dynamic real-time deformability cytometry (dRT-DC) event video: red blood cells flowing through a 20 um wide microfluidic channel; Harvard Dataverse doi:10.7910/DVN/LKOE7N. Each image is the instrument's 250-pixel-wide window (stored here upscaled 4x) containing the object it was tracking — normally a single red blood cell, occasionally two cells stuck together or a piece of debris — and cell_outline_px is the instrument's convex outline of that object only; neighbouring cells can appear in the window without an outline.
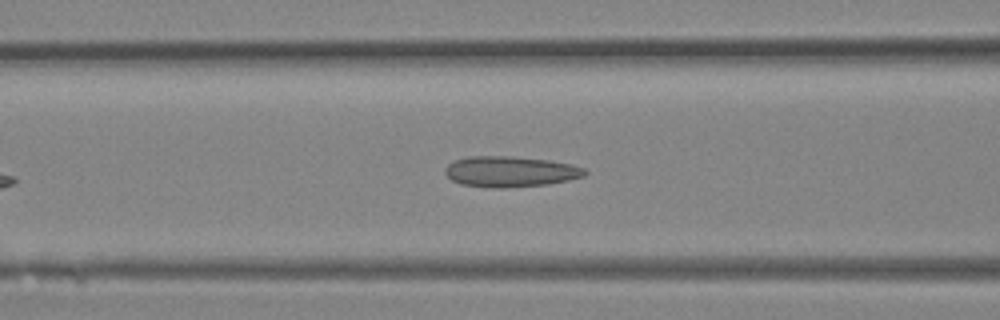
{"species": "Egyptian fruit bat (a non-hibernating species)", "species_latin": "Rousettus aegyptiacus", "temperature_condition": "room temperature", "stored_images_in_passage": 23, "camera_frame_rate_fps": 3000, "um_per_image_px": 0.085, "animal": {"sex": "female"}, "frame": {"image": 1, "passage_image": 5, "time_ms": 1.333, "image_size_px": [1000, 320], "cell_outline_px": [[588, 172], [584, 176], [568, 180], [548, 184], [508, 188], [496, 188], [460, 184], [452, 180], [444, 172], [444, 168], [448, 164], [456, 160], [468, 156], [508, 156], [548, 160], [572, 164], [584, 168]], "centroid_in_image_um": [43.37, 14.59], "position_along_channel_um": 123.2, "area_um2": 25.03}}
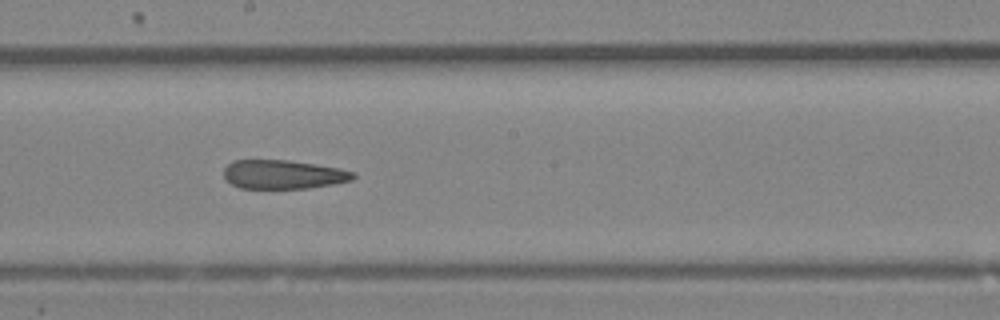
{"frame": {"image": 2, "passage_image": 10, "time_ms": 3.0, "image_size_px": [1000, 320], "cell_outline_px": [[356, 176], [352, 180], [332, 184], [308, 188], [240, 188], [224, 180], [224, 168], [232, 160], [288, 160], [336, 168], [356, 172]], "centroid_in_image_um": [24.03, 14.83], "position_along_channel_um": 224.2, "area_um2": 21.68}}
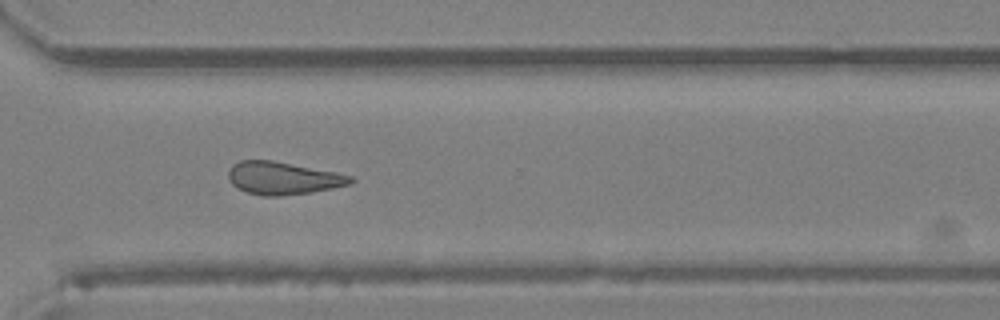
{"frame": {"image": 3, "passage_image": 16, "time_ms": 5.0, "image_size_px": [1000, 320], "cell_outline_px": [[356, 180], [352, 184], [312, 192], [280, 196], [264, 196], [248, 192], [236, 188], [228, 180], [228, 172], [232, 164], [240, 160], [272, 160], [336, 172], [352, 176]], "centroid_in_image_um": [24.05, 15.14], "position_along_channel_um": 346.5, "area_um2": 23.41}}